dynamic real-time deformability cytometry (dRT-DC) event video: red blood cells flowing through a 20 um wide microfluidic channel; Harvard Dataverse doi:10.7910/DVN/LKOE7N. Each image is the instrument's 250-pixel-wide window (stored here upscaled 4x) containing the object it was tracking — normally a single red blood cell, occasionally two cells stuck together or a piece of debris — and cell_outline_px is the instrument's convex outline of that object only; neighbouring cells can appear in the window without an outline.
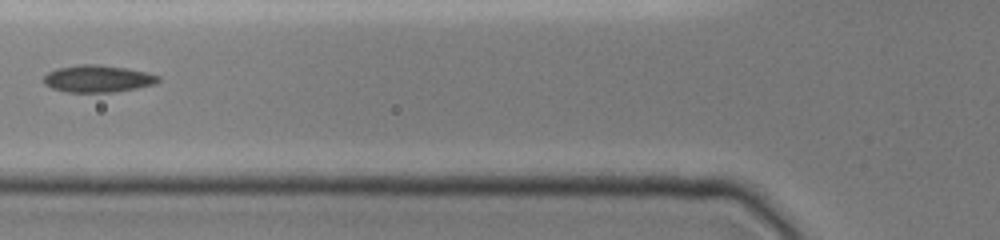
{"species": "common noctule bat (a hibernating species)", "species_latin": "Nyctalus noctula", "temperature_condition": "cold", "stored_images_in_passage": 32, "camera_frame_rate_fps": 3000, "um_per_image_px": 0.085, "animal": {"sex": "female", "body_mass_g": 19.0, "forearm_length_mm": 51.5}, "frame": {"image": 1, "passage_image": 3, "time_ms": 1.0, "image_size_px": [1000, 240], "cell_outline_px": [[160, 80], [156, 84], [136, 88], [112, 92], [64, 92], [52, 88], [44, 84], [44, 76], [48, 72], [56, 68], [80, 64], [96, 64], [128, 68], [160, 76]], "centroid_in_image_um": [8.29, 6.69], "position_along_channel_um": 117.5, "area_um2": 18.15}}
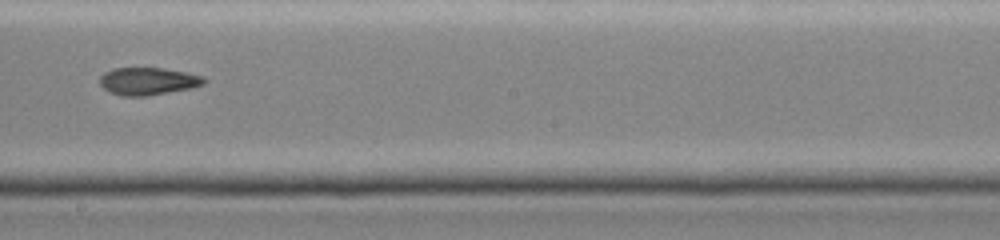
{"frame": {"image": 2, "passage_image": 11, "time_ms": 4.0, "image_size_px": [1000, 240], "cell_outline_px": [[208, 80], [204, 84], [192, 88], [144, 96], [124, 96], [108, 92], [100, 84], [100, 76], [104, 72], [112, 68], [164, 68], [188, 72], [204, 76]], "centroid_in_image_um": [12.6, 6.89], "position_along_channel_um": 235.6, "area_um2": 16.88}}
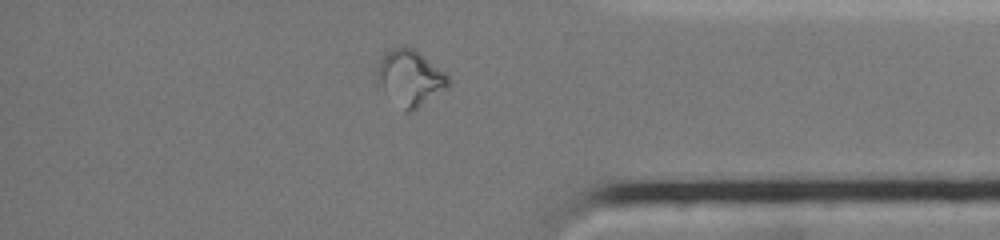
{"frame": {"image": 3, "passage_image": 24, "time_ms": 8.333, "image_size_px": [1000, 240], "cell_outline_px": [[452, 80], [444, 88], [412, 112], [404, 112], [376, 88], [376, 72], [380, 56], [384, 52], [392, 48], [412, 48], [444, 72]], "centroid_in_image_um": [34.74, 6.66], "position_along_channel_um": 400.5, "area_um2": 23.18}}